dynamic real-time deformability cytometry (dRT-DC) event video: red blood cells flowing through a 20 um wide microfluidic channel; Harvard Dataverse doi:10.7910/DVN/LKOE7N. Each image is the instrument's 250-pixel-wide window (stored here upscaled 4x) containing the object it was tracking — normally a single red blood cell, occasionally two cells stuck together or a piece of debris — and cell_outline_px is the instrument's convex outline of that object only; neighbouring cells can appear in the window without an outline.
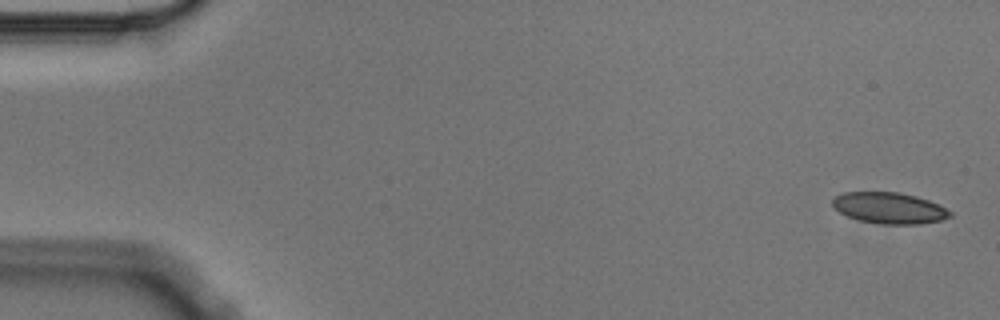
{"species": "Egyptian fruit bat (a non-hibernating species)", "species_latin": "Rousettus aegyptiacus", "temperature_condition": "cold", "stored_images_in_passage": 5, "camera_frame_rate_fps": 3000, "um_per_image_px": 0.085, "animal": {"sex": "male"}, "frame": {"image": 1, "passage_image": 1, "time_ms": 0.0, "image_size_px": [1000, 320], "cell_outline_px": [[952, 216], [940, 220], [920, 224], [880, 224], [860, 220], [848, 216], [840, 212], [832, 204], [832, 200], [836, 196], [844, 192], [896, 192], [916, 196], [928, 200], [952, 212]], "centroid_in_image_um": [75.58, 17.68], "position_along_channel_um": 9.4, "area_um2": 21.1}}
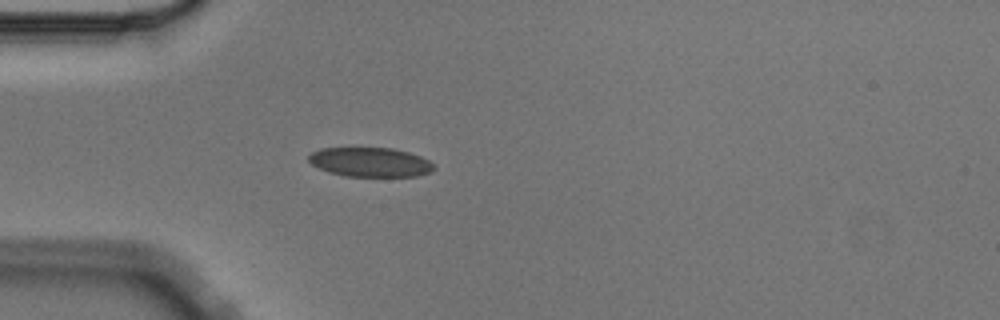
{"frame": {"image": 2, "passage_image": 5, "time_ms": 1.333, "image_size_px": [1000, 320], "cell_outline_px": [[436, 168], [432, 172], [416, 176], [344, 176], [328, 172], [312, 164], [308, 160], [308, 156], [312, 152], [320, 148], [392, 148], [408, 152], [420, 156], [428, 160]], "centroid_in_image_um": [31.47, 13.78], "position_along_channel_um": 53.5, "area_um2": 21.39}}